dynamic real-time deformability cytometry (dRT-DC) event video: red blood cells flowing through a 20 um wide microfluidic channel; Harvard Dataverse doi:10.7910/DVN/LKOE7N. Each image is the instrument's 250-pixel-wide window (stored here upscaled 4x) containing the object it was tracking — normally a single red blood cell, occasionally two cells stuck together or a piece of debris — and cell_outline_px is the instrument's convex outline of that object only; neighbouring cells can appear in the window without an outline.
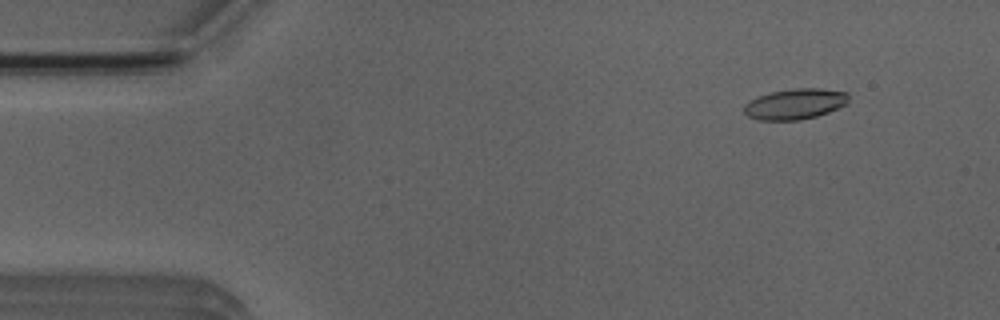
{"species": "Egyptian fruit bat (a non-hibernating species)", "species_latin": "Rousettus aegyptiacus", "temperature_condition": "room temperature", "stored_images_in_passage": 5, "camera_frame_rate_fps": 3000, "um_per_image_px": 0.085, "animal": {"sex": "male"}, "frame": {"image": 1, "passage_image": 2, "time_ms": 1.333, "image_size_px": [1000, 320], "cell_outline_px": [[848, 104], [828, 112], [816, 116], [800, 120], [760, 120], [748, 116], [744, 112], [744, 104], [748, 100], [772, 92], [796, 88], [820, 88], [848, 92]], "centroid_in_image_um": [67.59, 8.84], "position_along_channel_um": 17.4, "area_um2": 18.67}}